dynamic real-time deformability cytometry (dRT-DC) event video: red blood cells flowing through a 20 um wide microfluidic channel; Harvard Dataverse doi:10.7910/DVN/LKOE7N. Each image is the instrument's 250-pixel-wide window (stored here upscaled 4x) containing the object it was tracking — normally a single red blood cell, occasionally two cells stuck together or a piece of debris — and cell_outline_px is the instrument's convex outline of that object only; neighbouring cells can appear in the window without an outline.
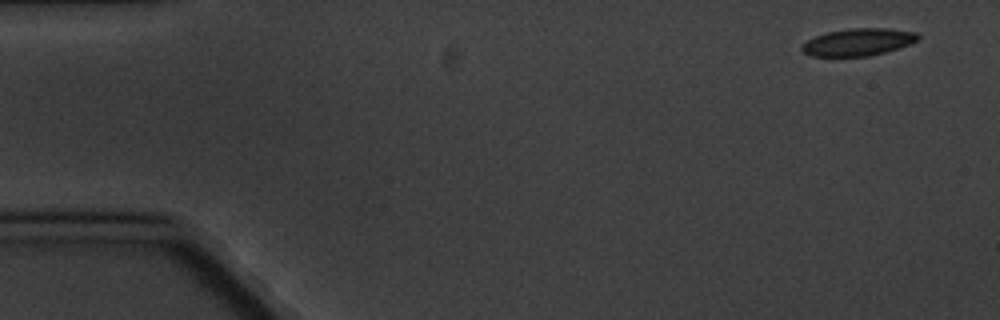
{"species": "common noctule bat (a hibernating species)", "species_latin": "Nyctalus noctula", "temperature_condition": "cold", "stored_images_in_passage": 4, "camera_frame_rate_fps": 3000, "um_per_image_px": 0.085, "animal": {"sex": "male", "body_mass_g": 20.1, "forearm_length_mm": 53.5}, "frame": {"image": 1, "passage_image": 1, "time_ms": 0.0, "image_size_px": [1000, 320], "cell_outline_px": [[920, 36], [916, 40], [908, 44], [884, 52], [868, 56], [812, 56], [804, 52], [800, 48], [800, 44], [816, 36], [828, 32], [852, 28], [888, 28], [916, 32]], "centroid_in_image_um": [72.91, 3.57], "position_along_channel_um": 12.1, "area_um2": 18.21}}